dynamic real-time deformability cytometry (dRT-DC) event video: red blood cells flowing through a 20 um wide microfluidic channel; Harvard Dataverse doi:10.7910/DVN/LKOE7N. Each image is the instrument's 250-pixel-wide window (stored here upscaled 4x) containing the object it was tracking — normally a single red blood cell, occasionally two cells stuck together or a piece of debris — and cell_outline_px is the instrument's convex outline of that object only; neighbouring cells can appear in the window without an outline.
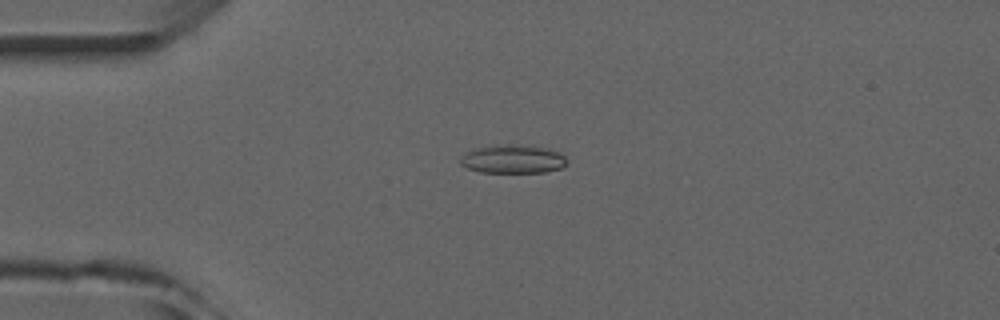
{"species": "common noctule bat (a hibernating species)", "species_latin": "Nyctalus noctula", "temperature_condition": "room temperature", "stored_images_in_passage": 6, "camera_frame_rate_fps": 3000, "um_per_image_px": 0.085, "animal": {"sex": "male", "forearm_length_mm": 52.5}, "frame": {"image": 1, "passage_image": 4, "time_ms": 3.333, "image_size_px": [1000, 320], "cell_outline_px": [[568, 160], [564, 168], [544, 172], [480, 172], [468, 168], [460, 164], [460, 156], [472, 148], [496, 144], [512, 144], [544, 148], [560, 152]], "centroid_in_image_um": [43.57, 13.52], "position_along_channel_um": 41.4, "area_um2": 17.92}}
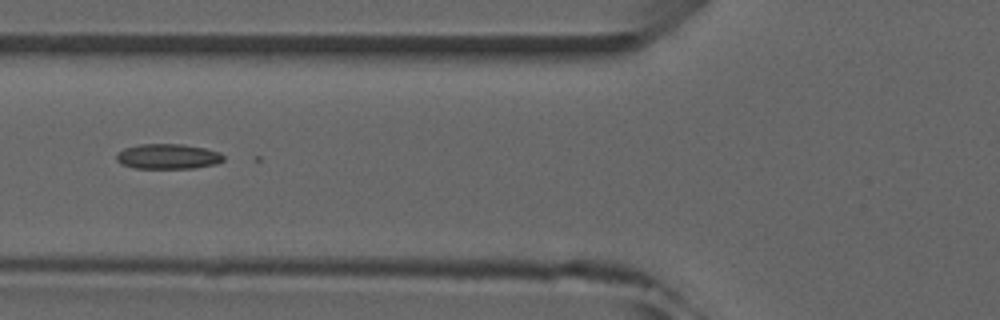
{"frame": {"image": 2, "passage_image": 6, "time_ms": 5.667, "image_size_px": [1000, 320], "cell_outline_px": [[224, 160], [216, 164], [196, 168], [136, 168], [120, 164], [116, 160], [116, 156], [124, 148], [140, 144], [184, 144], [204, 148], [220, 152], [224, 156]], "centroid_in_image_um": [14.29, 13.3], "position_along_channel_um": 111.5, "area_um2": 15.72}}